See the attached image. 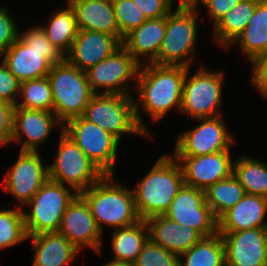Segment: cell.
Wrapping results in <instances>:
<instances>
[{"mask_svg": "<svg viewBox=\"0 0 267 266\" xmlns=\"http://www.w3.org/2000/svg\"><path fill=\"white\" fill-rule=\"evenodd\" d=\"M28 239L32 240L34 248L32 266H67L80 252L59 232L40 233Z\"/></svg>", "mask_w": 267, "mask_h": 266, "instance_id": "cell-25", "label": "cell"}, {"mask_svg": "<svg viewBox=\"0 0 267 266\" xmlns=\"http://www.w3.org/2000/svg\"><path fill=\"white\" fill-rule=\"evenodd\" d=\"M62 126L53 112L14 106L11 142L22 143L21 151H39L53 129Z\"/></svg>", "mask_w": 267, "mask_h": 266, "instance_id": "cell-18", "label": "cell"}, {"mask_svg": "<svg viewBox=\"0 0 267 266\" xmlns=\"http://www.w3.org/2000/svg\"><path fill=\"white\" fill-rule=\"evenodd\" d=\"M14 105L0 100V146L11 144Z\"/></svg>", "mask_w": 267, "mask_h": 266, "instance_id": "cell-42", "label": "cell"}, {"mask_svg": "<svg viewBox=\"0 0 267 266\" xmlns=\"http://www.w3.org/2000/svg\"><path fill=\"white\" fill-rule=\"evenodd\" d=\"M165 30L166 16L158 19H147L124 37L122 46L140 65L154 63L157 60ZM142 57L146 59L145 62L141 59Z\"/></svg>", "mask_w": 267, "mask_h": 266, "instance_id": "cell-23", "label": "cell"}, {"mask_svg": "<svg viewBox=\"0 0 267 266\" xmlns=\"http://www.w3.org/2000/svg\"><path fill=\"white\" fill-rule=\"evenodd\" d=\"M236 44L249 63L267 53V0H261L244 31L226 49Z\"/></svg>", "mask_w": 267, "mask_h": 266, "instance_id": "cell-26", "label": "cell"}, {"mask_svg": "<svg viewBox=\"0 0 267 266\" xmlns=\"http://www.w3.org/2000/svg\"><path fill=\"white\" fill-rule=\"evenodd\" d=\"M189 67L183 82L182 104L180 112L191 119L216 117L222 115V92L224 71H210L199 67L190 76Z\"/></svg>", "mask_w": 267, "mask_h": 266, "instance_id": "cell-9", "label": "cell"}, {"mask_svg": "<svg viewBox=\"0 0 267 266\" xmlns=\"http://www.w3.org/2000/svg\"><path fill=\"white\" fill-rule=\"evenodd\" d=\"M114 177L115 175H105L99 182L80 193L88 203L102 234L103 226L119 229L141 220L135 207L132 189L117 184Z\"/></svg>", "mask_w": 267, "mask_h": 266, "instance_id": "cell-4", "label": "cell"}, {"mask_svg": "<svg viewBox=\"0 0 267 266\" xmlns=\"http://www.w3.org/2000/svg\"><path fill=\"white\" fill-rule=\"evenodd\" d=\"M156 161L136 187L132 188L135 207L141 220L164 215L184 185L182 168L170 153H165Z\"/></svg>", "mask_w": 267, "mask_h": 266, "instance_id": "cell-2", "label": "cell"}, {"mask_svg": "<svg viewBox=\"0 0 267 266\" xmlns=\"http://www.w3.org/2000/svg\"><path fill=\"white\" fill-rule=\"evenodd\" d=\"M53 98V113L64 124L68 120L83 116L85 108L95 94L86 73L64 59L51 66L47 76Z\"/></svg>", "mask_w": 267, "mask_h": 266, "instance_id": "cell-6", "label": "cell"}, {"mask_svg": "<svg viewBox=\"0 0 267 266\" xmlns=\"http://www.w3.org/2000/svg\"><path fill=\"white\" fill-rule=\"evenodd\" d=\"M78 193L61 183L48 179L24 206V223L28 236L46 232H58L62 216L67 206Z\"/></svg>", "mask_w": 267, "mask_h": 266, "instance_id": "cell-7", "label": "cell"}, {"mask_svg": "<svg viewBox=\"0 0 267 266\" xmlns=\"http://www.w3.org/2000/svg\"><path fill=\"white\" fill-rule=\"evenodd\" d=\"M104 266H134V264L110 260L109 262L107 261Z\"/></svg>", "mask_w": 267, "mask_h": 266, "instance_id": "cell-43", "label": "cell"}, {"mask_svg": "<svg viewBox=\"0 0 267 266\" xmlns=\"http://www.w3.org/2000/svg\"><path fill=\"white\" fill-rule=\"evenodd\" d=\"M28 239L23 208L0 209V250L13 247Z\"/></svg>", "mask_w": 267, "mask_h": 266, "instance_id": "cell-34", "label": "cell"}, {"mask_svg": "<svg viewBox=\"0 0 267 266\" xmlns=\"http://www.w3.org/2000/svg\"><path fill=\"white\" fill-rule=\"evenodd\" d=\"M0 57L20 82L47 77L51 66L65 59L40 24L19 33L18 39Z\"/></svg>", "mask_w": 267, "mask_h": 266, "instance_id": "cell-3", "label": "cell"}, {"mask_svg": "<svg viewBox=\"0 0 267 266\" xmlns=\"http://www.w3.org/2000/svg\"><path fill=\"white\" fill-rule=\"evenodd\" d=\"M147 19H158L167 16L174 8L176 0H132ZM173 7V8H172Z\"/></svg>", "mask_w": 267, "mask_h": 266, "instance_id": "cell-39", "label": "cell"}, {"mask_svg": "<svg viewBox=\"0 0 267 266\" xmlns=\"http://www.w3.org/2000/svg\"><path fill=\"white\" fill-rule=\"evenodd\" d=\"M261 0H241L213 28V43L226 50L244 31Z\"/></svg>", "mask_w": 267, "mask_h": 266, "instance_id": "cell-27", "label": "cell"}, {"mask_svg": "<svg viewBox=\"0 0 267 266\" xmlns=\"http://www.w3.org/2000/svg\"><path fill=\"white\" fill-rule=\"evenodd\" d=\"M111 239L113 261L134 263L143 246L149 240V230L145 220L127 227L115 229Z\"/></svg>", "mask_w": 267, "mask_h": 266, "instance_id": "cell-28", "label": "cell"}, {"mask_svg": "<svg viewBox=\"0 0 267 266\" xmlns=\"http://www.w3.org/2000/svg\"><path fill=\"white\" fill-rule=\"evenodd\" d=\"M219 234L225 247V266H267V227Z\"/></svg>", "mask_w": 267, "mask_h": 266, "instance_id": "cell-19", "label": "cell"}, {"mask_svg": "<svg viewBox=\"0 0 267 266\" xmlns=\"http://www.w3.org/2000/svg\"><path fill=\"white\" fill-rule=\"evenodd\" d=\"M112 5L121 33L122 43L124 37L142 25L147 20V17L132 0H112Z\"/></svg>", "mask_w": 267, "mask_h": 266, "instance_id": "cell-35", "label": "cell"}, {"mask_svg": "<svg viewBox=\"0 0 267 266\" xmlns=\"http://www.w3.org/2000/svg\"><path fill=\"white\" fill-rule=\"evenodd\" d=\"M38 151H21L17 161L10 167L2 180V188L11 194L23 208L49 179V165Z\"/></svg>", "mask_w": 267, "mask_h": 266, "instance_id": "cell-14", "label": "cell"}, {"mask_svg": "<svg viewBox=\"0 0 267 266\" xmlns=\"http://www.w3.org/2000/svg\"><path fill=\"white\" fill-rule=\"evenodd\" d=\"M164 215L181 226L196 229L204 237L218 233V219L206 203L204 191L195 187L184 184Z\"/></svg>", "mask_w": 267, "mask_h": 266, "instance_id": "cell-15", "label": "cell"}, {"mask_svg": "<svg viewBox=\"0 0 267 266\" xmlns=\"http://www.w3.org/2000/svg\"><path fill=\"white\" fill-rule=\"evenodd\" d=\"M59 132L55 160L49 165V179L80 194L99 182L105 174L62 130Z\"/></svg>", "mask_w": 267, "mask_h": 266, "instance_id": "cell-10", "label": "cell"}, {"mask_svg": "<svg viewBox=\"0 0 267 266\" xmlns=\"http://www.w3.org/2000/svg\"><path fill=\"white\" fill-rule=\"evenodd\" d=\"M241 0H197L194 5L199 7V4L203 5L207 11L209 19L212 21L213 27H215L222 17L236 6Z\"/></svg>", "mask_w": 267, "mask_h": 266, "instance_id": "cell-40", "label": "cell"}, {"mask_svg": "<svg viewBox=\"0 0 267 266\" xmlns=\"http://www.w3.org/2000/svg\"><path fill=\"white\" fill-rule=\"evenodd\" d=\"M180 164L184 184L205 191L216 182L233 174L231 151L202 156H173Z\"/></svg>", "mask_w": 267, "mask_h": 266, "instance_id": "cell-17", "label": "cell"}, {"mask_svg": "<svg viewBox=\"0 0 267 266\" xmlns=\"http://www.w3.org/2000/svg\"><path fill=\"white\" fill-rule=\"evenodd\" d=\"M188 67L171 66V65H156L147 63L140 65L136 87L137 98L135 104V116L140 128L151 138L149 127L143 122L140 114V103L152 121H161L172 109H177L180 112L182 104L183 82ZM137 100V101H136Z\"/></svg>", "mask_w": 267, "mask_h": 266, "instance_id": "cell-1", "label": "cell"}, {"mask_svg": "<svg viewBox=\"0 0 267 266\" xmlns=\"http://www.w3.org/2000/svg\"><path fill=\"white\" fill-rule=\"evenodd\" d=\"M21 82L9 71L7 66L0 61V100L15 106L18 101Z\"/></svg>", "mask_w": 267, "mask_h": 266, "instance_id": "cell-38", "label": "cell"}, {"mask_svg": "<svg viewBox=\"0 0 267 266\" xmlns=\"http://www.w3.org/2000/svg\"><path fill=\"white\" fill-rule=\"evenodd\" d=\"M70 4L78 30H93L115 36L121 42L112 0H81Z\"/></svg>", "mask_w": 267, "mask_h": 266, "instance_id": "cell-24", "label": "cell"}, {"mask_svg": "<svg viewBox=\"0 0 267 266\" xmlns=\"http://www.w3.org/2000/svg\"><path fill=\"white\" fill-rule=\"evenodd\" d=\"M145 221L149 230V240L178 256L204 238L196 229L181 226L165 215L152 216Z\"/></svg>", "mask_w": 267, "mask_h": 266, "instance_id": "cell-21", "label": "cell"}, {"mask_svg": "<svg viewBox=\"0 0 267 266\" xmlns=\"http://www.w3.org/2000/svg\"><path fill=\"white\" fill-rule=\"evenodd\" d=\"M246 195L245 189L232 174L204 191L205 201L218 219Z\"/></svg>", "mask_w": 267, "mask_h": 266, "instance_id": "cell-32", "label": "cell"}, {"mask_svg": "<svg viewBox=\"0 0 267 266\" xmlns=\"http://www.w3.org/2000/svg\"><path fill=\"white\" fill-rule=\"evenodd\" d=\"M65 5L64 9H58L49 17V22L40 25L48 40L64 57L69 53L78 32L74 10L70 4Z\"/></svg>", "mask_w": 267, "mask_h": 266, "instance_id": "cell-29", "label": "cell"}, {"mask_svg": "<svg viewBox=\"0 0 267 266\" xmlns=\"http://www.w3.org/2000/svg\"><path fill=\"white\" fill-rule=\"evenodd\" d=\"M179 2L177 4H183V5H194V3L197 0H178Z\"/></svg>", "mask_w": 267, "mask_h": 266, "instance_id": "cell-44", "label": "cell"}, {"mask_svg": "<svg viewBox=\"0 0 267 266\" xmlns=\"http://www.w3.org/2000/svg\"><path fill=\"white\" fill-rule=\"evenodd\" d=\"M18 100L20 102L15 104L17 107L53 112L52 90L48 78L21 82Z\"/></svg>", "mask_w": 267, "mask_h": 266, "instance_id": "cell-33", "label": "cell"}, {"mask_svg": "<svg viewBox=\"0 0 267 266\" xmlns=\"http://www.w3.org/2000/svg\"><path fill=\"white\" fill-rule=\"evenodd\" d=\"M222 115L194 119L196 127L179 134L172 156H202L220 151H231L235 145L233 134L229 133Z\"/></svg>", "mask_w": 267, "mask_h": 266, "instance_id": "cell-12", "label": "cell"}, {"mask_svg": "<svg viewBox=\"0 0 267 266\" xmlns=\"http://www.w3.org/2000/svg\"><path fill=\"white\" fill-rule=\"evenodd\" d=\"M132 95L95 93L85 108L83 117L111 133L119 141L123 134L147 136L135 116Z\"/></svg>", "mask_w": 267, "mask_h": 266, "instance_id": "cell-8", "label": "cell"}, {"mask_svg": "<svg viewBox=\"0 0 267 266\" xmlns=\"http://www.w3.org/2000/svg\"><path fill=\"white\" fill-rule=\"evenodd\" d=\"M267 198L246 194L218 218V233L267 227Z\"/></svg>", "mask_w": 267, "mask_h": 266, "instance_id": "cell-22", "label": "cell"}, {"mask_svg": "<svg viewBox=\"0 0 267 266\" xmlns=\"http://www.w3.org/2000/svg\"><path fill=\"white\" fill-rule=\"evenodd\" d=\"M179 256L150 240L143 246L134 266H179Z\"/></svg>", "mask_w": 267, "mask_h": 266, "instance_id": "cell-36", "label": "cell"}, {"mask_svg": "<svg viewBox=\"0 0 267 266\" xmlns=\"http://www.w3.org/2000/svg\"><path fill=\"white\" fill-rule=\"evenodd\" d=\"M179 259V266H225V247L221 235L217 233L204 237L182 253Z\"/></svg>", "mask_w": 267, "mask_h": 266, "instance_id": "cell-31", "label": "cell"}, {"mask_svg": "<svg viewBox=\"0 0 267 266\" xmlns=\"http://www.w3.org/2000/svg\"><path fill=\"white\" fill-rule=\"evenodd\" d=\"M7 6H0V55L4 53L19 37L18 23Z\"/></svg>", "mask_w": 267, "mask_h": 266, "instance_id": "cell-37", "label": "cell"}, {"mask_svg": "<svg viewBox=\"0 0 267 266\" xmlns=\"http://www.w3.org/2000/svg\"><path fill=\"white\" fill-rule=\"evenodd\" d=\"M121 45L115 36L93 30H78L65 59L85 72L106 59Z\"/></svg>", "mask_w": 267, "mask_h": 266, "instance_id": "cell-20", "label": "cell"}, {"mask_svg": "<svg viewBox=\"0 0 267 266\" xmlns=\"http://www.w3.org/2000/svg\"><path fill=\"white\" fill-rule=\"evenodd\" d=\"M139 68L140 64L121 45L85 73L94 93L133 95L127 83H136Z\"/></svg>", "mask_w": 267, "mask_h": 266, "instance_id": "cell-13", "label": "cell"}, {"mask_svg": "<svg viewBox=\"0 0 267 266\" xmlns=\"http://www.w3.org/2000/svg\"><path fill=\"white\" fill-rule=\"evenodd\" d=\"M250 65L253 68L250 82L260 95L267 99V53L253 60Z\"/></svg>", "mask_w": 267, "mask_h": 266, "instance_id": "cell-41", "label": "cell"}, {"mask_svg": "<svg viewBox=\"0 0 267 266\" xmlns=\"http://www.w3.org/2000/svg\"><path fill=\"white\" fill-rule=\"evenodd\" d=\"M199 8L177 4L166 16V30L159 49L156 65L190 67L195 61Z\"/></svg>", "mask_w": 267, "mask_h": 266, "instance_id": "cell-5", "label": "cell"}, {"mask_svg": "<svg viewBox=\"0 0 267 266\" xmlns=\"http://www.w3.org/2000/svg\"><path fill=\"white\" fill-rule=\"evenodd\" d=\"M233 175L246 194L267 198V163L251 156L239 155L234 160Z\"/></svg>", "mask_w": 267, "mask_h": 266, "instance_id": "cell-30", "label": "cell"}, {"mask_svg": "<svg viewBox=\"0 0 267 266\" xmlns=\"http://www.w3.org/2000/svg\"><path fill=\"white\" fill-rule=\"evenodd\" d=\"M58 232L79 251L86 247L101 254L103 235L96 225L88 203L80 194L67 206Z\"/></svg>", "mask_w": 267, "mask_h": 266, "instance_id": "cell-16", "label": "cell"}, {"mask_svg": "<svg viewBox=\"0 0 267 266\" xmlns=\"http://www.w3.org/2000/svg\"><path fill=\"white\" fill-rule=\"evenodd\" d=\"M67 2L66 3H73V2H78V1H81V0H66Z\"/></svg>", "mask_w": 267, "mask_h": 266, "instance_id": "cell-45", "label": "cell"}, {"mask_svg": "<svg viewBox=\"0 0 267 266\" xmlns=\"http://www.w3.org/2000/svg\"><path fill=\"white\" fill-rule=\"evenodd\" d=\"M62 131L105 175H114L120 144L115 136L83 116L65 122Z\"/></svg>", "mask_w": 267, "mask_h": 266, "instance_id": "cell-11", "label": "cell"}]
</instances>
